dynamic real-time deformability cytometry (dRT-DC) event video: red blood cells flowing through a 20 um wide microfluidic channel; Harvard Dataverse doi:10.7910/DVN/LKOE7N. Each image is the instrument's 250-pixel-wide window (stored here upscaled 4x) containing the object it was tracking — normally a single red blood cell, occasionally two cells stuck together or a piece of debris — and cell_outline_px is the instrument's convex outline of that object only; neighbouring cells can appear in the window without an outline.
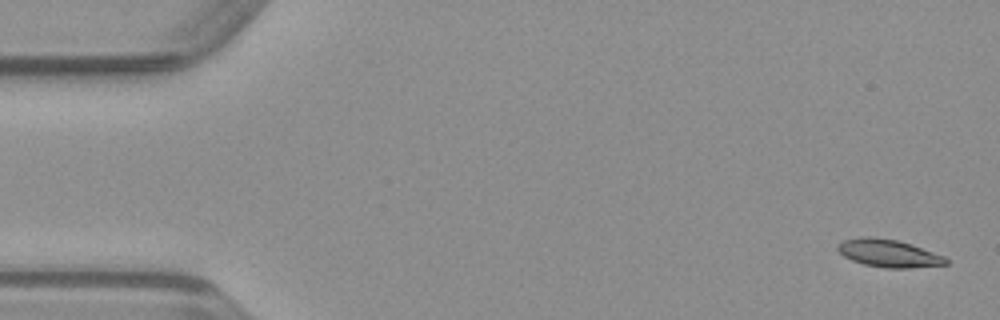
{"species": "common noctule bat (a hibernating species)", "species_latin": "Nyctalus noctula", "temperature_condition": "warm", "stored_images_in_passage": 50, "camera_frame_rate_fps": 3000, "um_per_image_px": 0.085, "animal": {"sex": "male", "body_mass_g": 23.1, "forearm_length_mm": 52.7}, "frame": {"image": 1, "passage_image": 2, "time_ms": 0.333, "image_size_px": [1000, 320], "cell_outline_px": [[948, 264], [908, 268], [884, 268], [864, 264], [852, 260], [844, 256], [836, 248], [844, 240], [864, 236], [868, 236], [896, 240], [912, 244], [944, 256], [948, 260]], "centroid_in_image_um": [75.55, 21.53], "position_along_channel_um": 9.5, "area_um2": 17.28}}
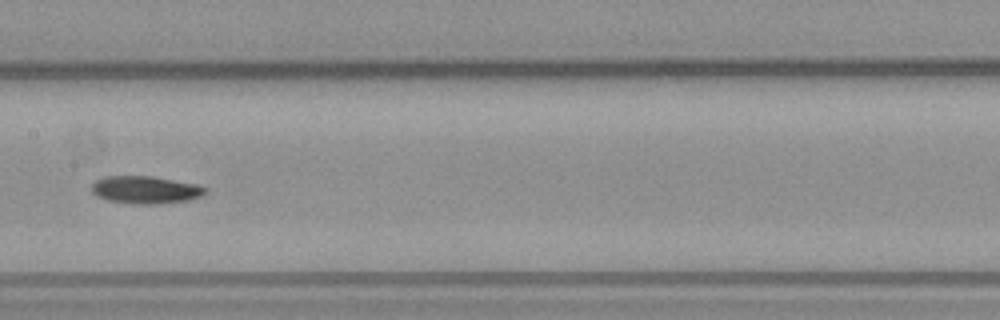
{"frame": {"image": 2, "passage_image": 25, "time_ms": 8.0, "image_size_px": [1000, 320], "cell_outline_px": [[208, 192], [204, 196], [188, 200], [160, 204], [132, 204], [108, 200], [96, 196], [92, 192], [92, 184], [96, 180], [104, 176], [152, 176], [196, 184], [208, 188]], "centroid_in_image_um": [12.4, 16.14], "position_along_channel_um": 195.0, "area_um2": 18.5}}
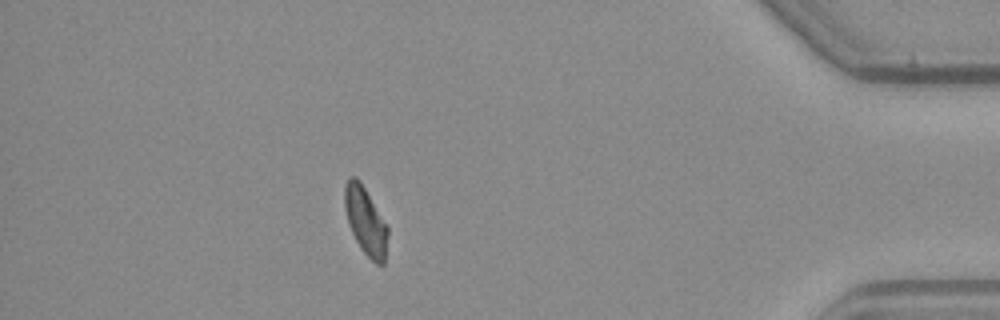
{"frame": {"image": 3, "passage_image": 44, "time_ms": 14.333, "image_size_px": [1000, 320], "cell_outline_px": [[388, 232], [384, 264], [376, 264], [360, 248], [348, 224], [344, 208], [344, 184], [352, 176], [356, 176], [360, 180], [388, 228]], "centroid_in_image_um": [31.04, 18.77], "position_along_channel_um": 404.2, "area_um2": 16.82}}